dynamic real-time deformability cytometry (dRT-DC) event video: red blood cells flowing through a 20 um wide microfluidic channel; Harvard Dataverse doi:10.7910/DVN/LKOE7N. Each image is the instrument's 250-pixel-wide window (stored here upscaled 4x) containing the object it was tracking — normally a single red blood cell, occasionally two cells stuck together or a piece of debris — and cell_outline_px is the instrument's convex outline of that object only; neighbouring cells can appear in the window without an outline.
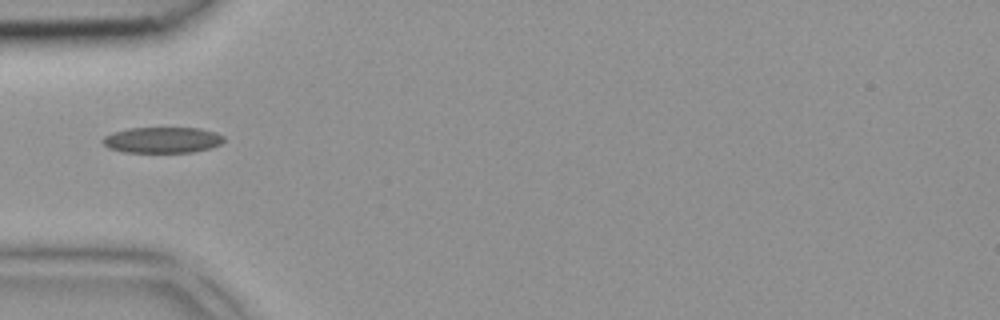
{"species": "common noctule bat (a hibernating species)", "species_latin": "Nyctalus noctula", "temperature_condition": "room temperature", "stored_images_in_passage": 4, "camera_frame_rate_fps": 3000, "um_per_image_px": 0.085, "animal": {"sex": "female", "body_mass_g": 18.4}, "frame": {"image": 1, "passage_image": 3, "time_ms": 0.667, "image_size_px": [1000, 320], "cell_outline_px": [[224, 140], [220, 144], [212, 148], [192, 152], [124, 152], [108, 148], [100, 140], [104, 136], [112, 132], [128, 128], [200, 128], [216, 132], [224, 136]], "centroid_in_image_um": [13.79, 11.9], "position_along_channel_um": 71.2, "area_um2": 18.44}}